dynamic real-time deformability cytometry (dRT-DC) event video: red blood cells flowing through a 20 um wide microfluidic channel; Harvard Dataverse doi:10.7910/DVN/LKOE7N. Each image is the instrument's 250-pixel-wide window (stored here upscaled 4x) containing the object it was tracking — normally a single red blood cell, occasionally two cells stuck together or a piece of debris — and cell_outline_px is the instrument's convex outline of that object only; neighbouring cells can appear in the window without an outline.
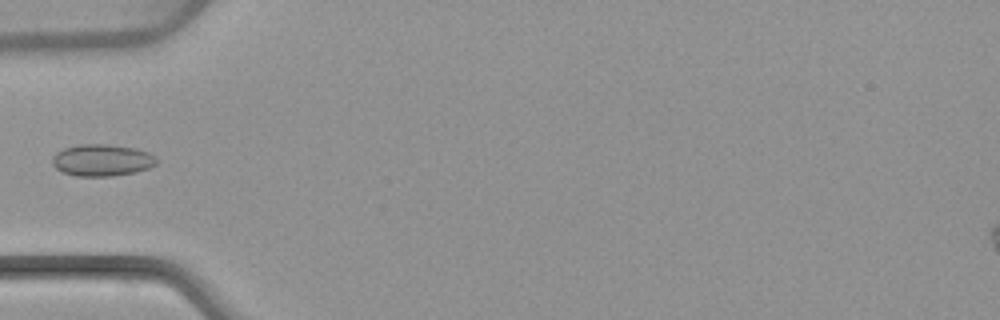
{"species": "common noctule bat (a hibernating species)", "species_latin": "Nyctalus noctula", "temperature_condition": "warm", "stored_images_in_passage": 5, "camera_frame_rate_fps": 3000, "um_per_image_px": 0.085, "animal": {"sex": "female", "body_mass_g": 22.7, "forearm_length_mm": 54.2}, "frame": {"image": 1, "passage_image": 5, "time_ms": 5.0, "image_size_px": [1000, 320], "cell_outline_px": [[156, 164], [148, 168], [136, 172], [112, 176], [76, 176], [60, 172], [52, 164], [52, 156], [56, 152], [64, 148], [80, 144], [108, 144], [136, 148], [148, 152], [156, 156]], "centroid_in_image_um": [8.65, 13.61], "position_along_channel_um": 76.4, "area_um2": 19.54}}